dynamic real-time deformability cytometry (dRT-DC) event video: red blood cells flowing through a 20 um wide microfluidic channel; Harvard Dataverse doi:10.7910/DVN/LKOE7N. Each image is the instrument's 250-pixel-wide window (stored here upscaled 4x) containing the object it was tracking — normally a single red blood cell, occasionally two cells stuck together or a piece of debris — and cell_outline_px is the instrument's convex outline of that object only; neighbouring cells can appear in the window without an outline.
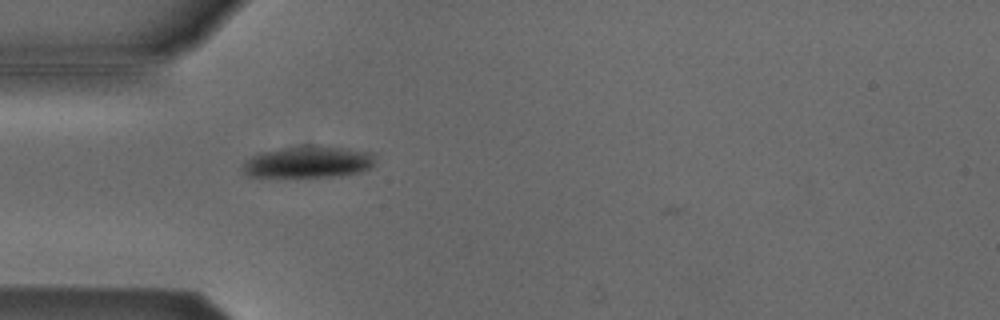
{"species": "Egyptian fruit bat (a non-hibernating species)", "species_latin": "Rousettus aegyptiacus", "temperature_condition": "cold", "stored_images_in_passage": 34, "camera_frame_rate_fps": 3000, "um_per_image_px": 0.085, "animal": {"sex": "male"}, "frame": {"image": 1, "passage_image": 2, "time_ms": 0.333, "image_size_px": [1000, 320], "cell_outline_px": [[376, 152], [372, 168], [360, 172], [332, 176], [248, 176], [244, 172], [244, 160], [260, 152], [300, 144], [304, 144]], "centroid_in_image_um": [26.23, 13.74], "position_along_channel_um": 58.8, "area_um2": 24.45}}
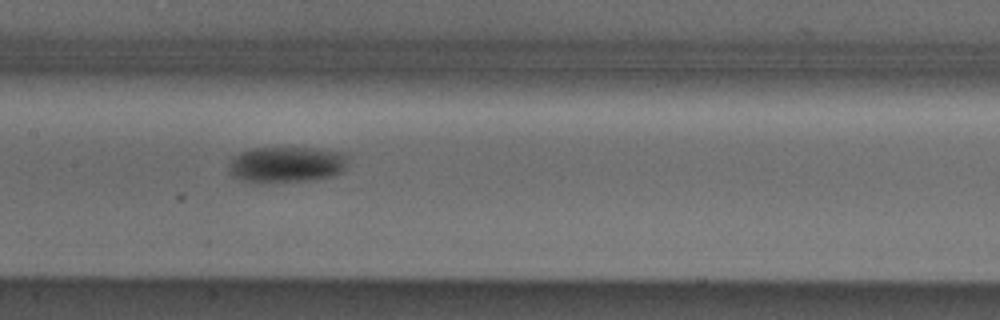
{"frame": {"image": 2, "passage_image": 12, "time_ms": 3.667, "image_size_px": [1000, 320], "cell_outline_px": [[348, 156], [344, 172], [336, 176], [312, 180], [264, 184], [256, 184], [232, 176], [228, 172], [228, 160], [232, 156], [240, 152], [252, 148], [308, 148], [344, 152]], "centroid_in_image_um": [24.32, 14.01], "position_along_channel_um": 183.1, "area_um2": 25.84}}
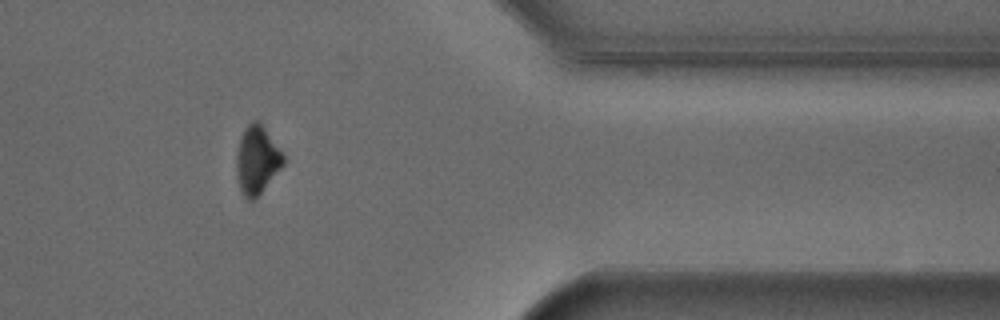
{"frame": {"image": 3, "passage_image": 30, "time_ms": 9.667, "image_size_px": [1000, 320], "cell_outline_px": [[284, 164], [260, 192], [252, 200], [248, 200], [244, 196], [240, 188], [236, 172], [236, 156], [240, 136], [244, 128], [252, 120], [260, 120], [284, 152]], "centroid_in_image_um": [21.85, 13.51], "position_along_channel_um": 389.6, "area_um2": 18.73}, "authors_computed_cell_mechanics": {"area_um2": 23.8136, "velocity_mm_per_s": 3.8192, "shape_relaxation_time_tau1_ms": 1.4715, "shape_relaxation_time_tau2_ms": null, "deformation_change_tau1": 0.0992, "deformation_change_tau2": null}}